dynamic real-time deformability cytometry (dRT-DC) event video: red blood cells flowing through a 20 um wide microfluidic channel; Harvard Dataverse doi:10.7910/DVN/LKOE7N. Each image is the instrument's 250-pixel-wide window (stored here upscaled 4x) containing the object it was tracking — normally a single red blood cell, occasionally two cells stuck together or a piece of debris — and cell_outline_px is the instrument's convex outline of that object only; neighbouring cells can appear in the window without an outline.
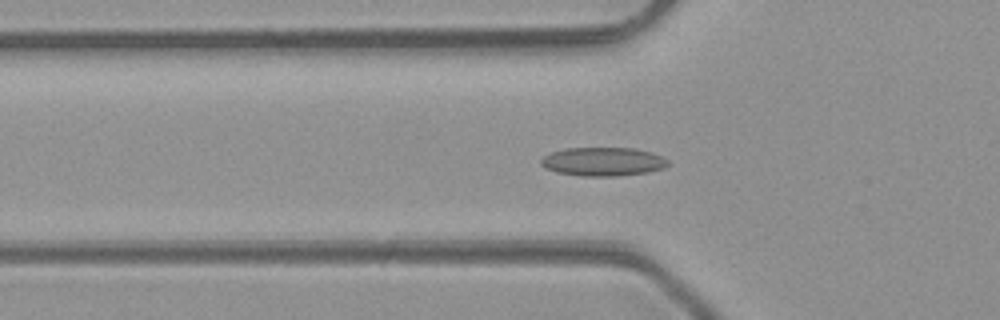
{"species": "common noctule bat (a hibernating species)", "species_latin": "Nyctalus noctula", "temperature_condition": "room temperature", "stored_images_in_passage": 50, "camera_frame_rate_fps": 3000, "um_per_image_px": 0.085, "animal": {"sex": "male", "body_mass_g": 23.1, "forearm_length_mm": 52.7}, "frame": {"image": 1, "passage_image": 17, "time_ms": 5.333, "image_size_px": [1000, 320], "cell_outline_px": [[668, 164], [664, 168], [648, 172], [616, 176], [580, 176], [556, 172], [544, 168], [540, 164], [540, 160], [544, 156], [552, 152], [564, 148], [636, 148], [652, 152], [668, 160]], "centroid_in_image_um": [51.23, 13.74], "position_along_channel_um": 74.6, "area_um2": 21.33}}
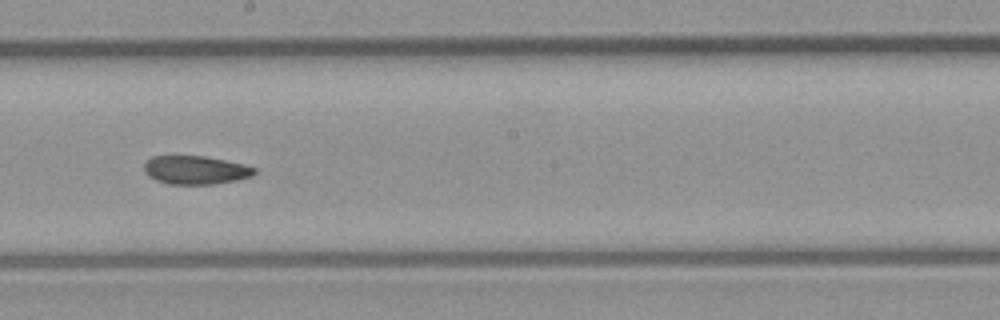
{"frame": {"image": 2, "passage_image": 28, "time_ms": 9.0, "image_size_px": [1000, 320], "cell_outline_px": [[256, 172], [252, 176], [236, 180], [216, 184], [168, 184], [156, 180], [148, 176], [144, 172], [144, 164], [152, 156], [204, 156], [244, 164], [256, 168]], "centroid_in_image_um": [16.62, 14.46], "position_along_channel_um": 231.6, "area_um2": 18.32}}
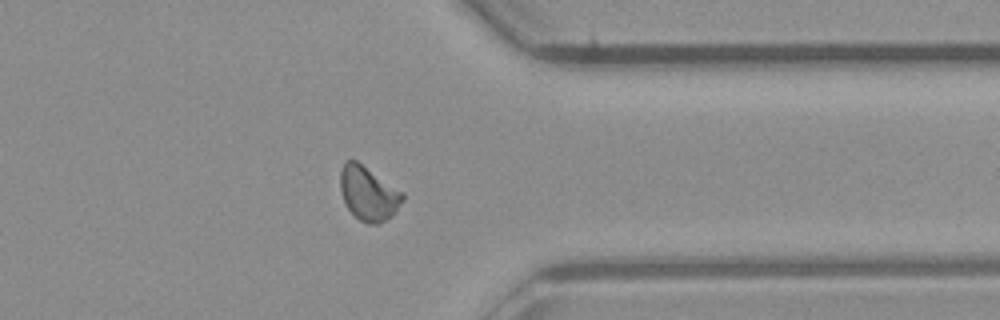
{"frame": {"image": 3, "passage_image": 39, "time_ms": 12.667, "image_size_px": [1000, 320], "cell_outline_px": [[404, 200], [396, 212], [392, 216], [380, 224], [368, 224], [360, 220], [344, 204], [340, 188], [340, 168], [348, 160], [356, 160], [404, 192]], "centroid_in_image_um": [31.33, 16.45], "position_along_channel_um": 380.1, "area_um2": 19.83}, "authors_computed_cell_mechanics": {"area_um2": 19.5364, "velocity_mm_per_s": 4.2485, "shape_relaxation_time_tau1_ms": null, "shape_relaxation_time_tau2_ms": 2.6637, "deformation_change_tau1": null, "deformation_change_tau2": 0.0847}}